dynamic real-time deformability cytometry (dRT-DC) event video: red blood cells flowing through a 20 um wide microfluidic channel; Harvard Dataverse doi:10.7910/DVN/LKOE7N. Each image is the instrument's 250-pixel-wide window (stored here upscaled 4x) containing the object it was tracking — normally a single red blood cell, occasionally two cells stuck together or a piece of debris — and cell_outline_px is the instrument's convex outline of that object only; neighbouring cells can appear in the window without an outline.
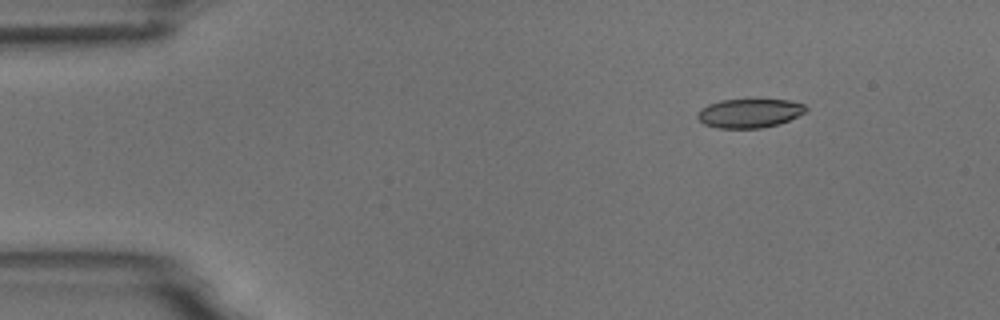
{"species": "common noctule bat (a hibernating species)", "species_latin": "Nyctalus noctula", "temperature_condition": "room temperature", "stored_images_in_passage": 7, "camera_frame_rate_fps": 3000, "um_per_image_px": 0.085, "animal": {"sex": "male", "body_mass_g": 18.8}, "frame": {"image": 1, "passage_image": 1, "time_ms": 0.0, "image_size_px": [1000, 320], "cell_outline_px": [[808, 108], [804, 112], [780, 124], [760, 128], [716, 128], [704, 124], [696, 116], [696, 112], [700, 108], [708, 104], [720, 100], [788, 100], [804, 104]], "centroid_in_image_um": [63.66, 9.62], "position_along_channel_um": 21.3, "area_um2": 18.26}}
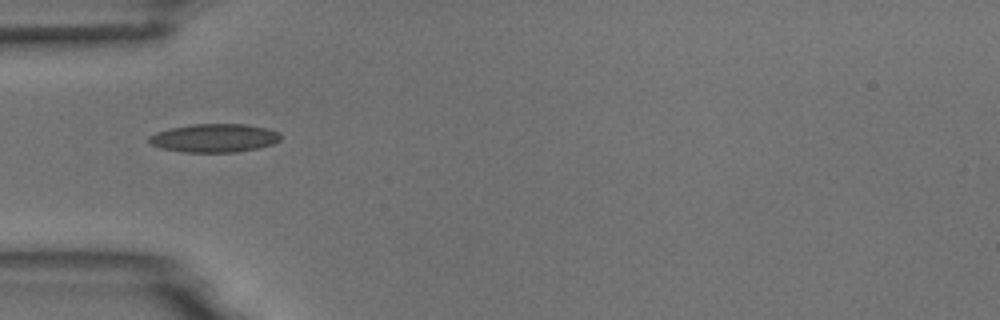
{"frame": {"image": 2, "passage_image": 4, "time_ms": 3.333, "image_size_px": [1000, 320], "cell_outline_px": [[280, 140], [272, 144], [256, 148], [236, 152], [184, 152], [160, 148], [152, 144], [148, 140], [148, 136], [156, 132], [172, 128], [192, 124], [244, 124], [268, 128], [280, 132]], "centroid_in_image_um": [18.22, 11.73], "position_along_channel_um": 66.8, "area_um2": 21.73}}